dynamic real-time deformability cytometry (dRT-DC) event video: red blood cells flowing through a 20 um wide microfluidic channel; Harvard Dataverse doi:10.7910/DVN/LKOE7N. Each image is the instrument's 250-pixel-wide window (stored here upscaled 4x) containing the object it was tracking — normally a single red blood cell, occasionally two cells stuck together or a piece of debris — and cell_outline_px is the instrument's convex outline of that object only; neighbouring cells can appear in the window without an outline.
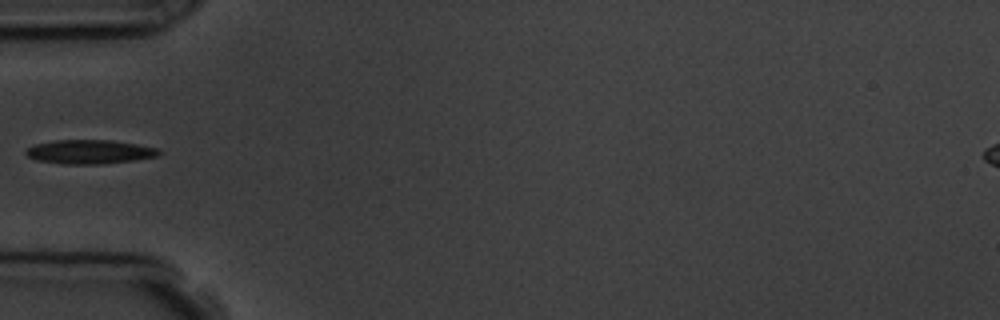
{"species": "common noctule bat (a hibernating species)", "species_latin": "Nyctalus noctula", "temperature_condition": "room temperature", "stored_images_in_passage": 6, "camera_frame_rate_fps": 3000, "um_per_image_px": 0.085, "animal": {"sex": "male", "body_mass_g": 19.5, "forearm_length_mm": 54.6}, "frame": {"image": 1, "passage_image": 5, "time_ms": 4.667, "image_size_px": [1000, 320], "cell_outline_px": [[164, 152], [156, 156], [132, 160], [100, 164], [60, 164], [36, 160], [28, 156], [24, 152], [28, 148], [36, 144], [56, 140], [112, 140], [160, 148]], "centroid_in_image_um": [7.63, 12.9], "position_along_channel_um": 77.4, "area_um2": 18.61}}